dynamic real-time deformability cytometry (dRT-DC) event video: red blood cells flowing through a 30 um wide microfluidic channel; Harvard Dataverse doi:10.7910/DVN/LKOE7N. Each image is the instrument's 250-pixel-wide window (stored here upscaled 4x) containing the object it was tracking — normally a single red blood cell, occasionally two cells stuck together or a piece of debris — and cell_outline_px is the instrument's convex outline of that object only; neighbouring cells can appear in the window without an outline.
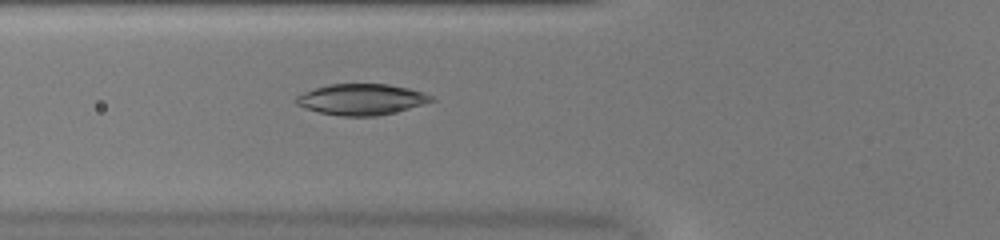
{"species": "common noctule bat (a hibernating species)", "species_latin": "Nyctalus noctula", "temperature_condition": "warm", "stored_images_in_passage": 37, "camera_frame_rate_fps": 3000, "um_per_image_px": 0.085, "animal": {"sex": "female", "body_mass_g": 20.0, "forearm_length_mm": 54.0}, "frame": {"image": 1, "passage_image": 6, "time_ms": 1.667, "image_size_px": [1000, 240], "cell_outline_px": [[436, 100], [424, 104], [376, 116], [340, 116], [320, 112], [304, 108], [296, 104], [296, 96], [304, 92], [328, 84], [388, 84], [408, 88], [424, 92], [432, 96]], "centroid_in_image_um": [30.72, 8.44], "position_along_channel_um": 95.1, "area_um2": 24.28}}
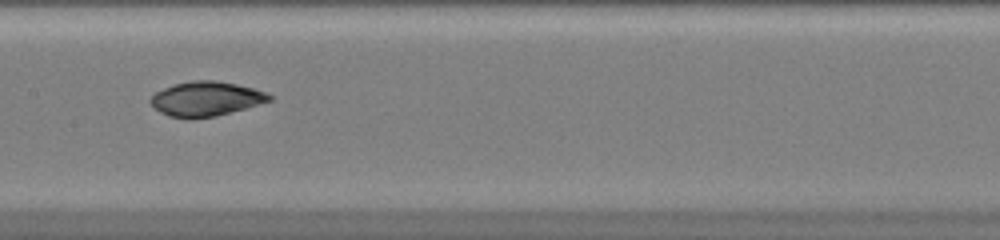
{"frame": {"image": 2, "passage_image": 13, "time_ms": 4.0, "image_size_px": [1000, 240], "cell_outline_px": [[272, 100], [216, 116], [188, 120], [168, 116], [160, 112], [148, 100], [156, 92], [164, 88], [176, 84], [192, 80], [216, 80], [236, 84], [268, 92], [272, 96]], "centroid_in_image_um": [17.49, 8.41], "position_along_channel_um": 189.9, "area_um2": 23.93}}
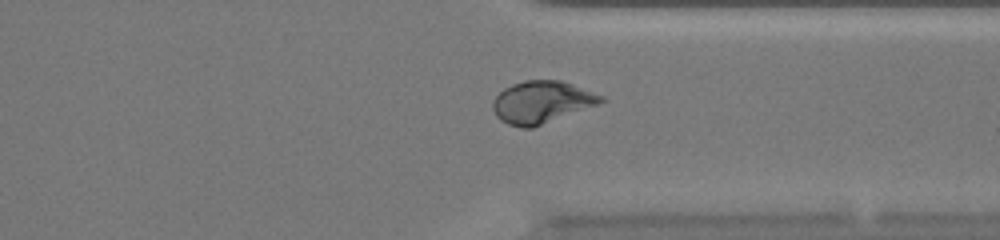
{"frame": {"image": 3, "passage_image": 26, "time_ms": 8.333, "image_size_px": [1000, 240], "cell_outline_px": [[604, 100], [596, 104], [532, 128], [520, 128], [508, 124], [500, 120], [496, 116], [492, 108], [492, 100], [504, 88], [512, 84], [524, 80], [560, 80], [572, 84], [604, 96]], "centroid_in_image_um": [45.98, 8.67], "position_along_channel_um": 365.4, "area_um2": 26.3}, "authors_computed_cell_mechanics": {"area_um2": 25.143, "velocity_mm_per_s": 4.0551, "shape_relaxation_time_tau1_ms": 5.3836, "shape_relaxation_time_tau2_ms": 1.69, "deformation_change_tau1": 0.1728, "deformation_change_tau2": 0.0436}}